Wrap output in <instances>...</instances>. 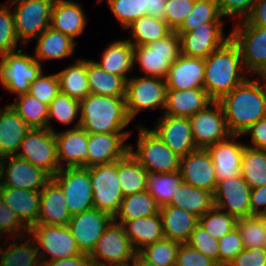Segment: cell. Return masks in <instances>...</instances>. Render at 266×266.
<instances>
[{
	"label": "cell",
	"mask_w": 266,
	"mask_h": 266,
	"mask_svg": "<svg viewBox=\"0 0 266 266\" xmlns=\"http://www.w3.org/2000/svg\"><path fill=\"white\" fill-rule=\"evenodd\" d=\"M261 83L247 77L219 102L231 134L242 135L250 126L266 117V78ZM260 80V81H259Z\"/></svg>",
	"instance_id": "1"
},
{
	"label": "cell",
	"mask_w": 266,
	"mask_h": 266,
	"mask_svg": "<svg viewBox=\"0 0 266 266\" xmlns=\"http://www.w3.org/2000/svg\"><path fill=\"white\" fill-rule=\"evenodd\" d=\"M204 63L203 88L212 101H220L247 78L240 49L232 39L213 51Z\"/></svg>",
	"instance_id": "2"
},
{
	"label": "cell",
	"mask_w": 266,
	"mask_h": 266,
	"mask_svg": "<svg viewBox=\"0 0 266 266\" xmlns=\"http://www.w3.org/2000/svg\"><path fill=\"white\" fill-rule=\"evenodd\" d=\"M79 104L80 118L73 128L80 126L88 133H132L122 131L131 122L125 97L89 94Z\"/></svg>",
	"instance_id": "3"
},
{
	"label": "cell",
	"mask_w": 266,
	"mask_h": 266,
	"mask_svg": "<svg viewBox=\"0 0 266 266\" xmlns=\"http://www.w3.org/2000/svg\"><path fill=\"white\" fill-rule=\"evenodd\" d=\"M139 137L137 151L129 144V153L149 172V174H165L180 171V156L174 153L151 130L137 126Z\"/></svg>",
	"instance_id": "4"
},
{
	"label": "cell",
	"mask_w": 266,
	"mask_h": 266,
	"mask_svg": "<svg viewBox=\"0 0 266 266\" xmlns=\"http://www.w3.org/2000/svg\"><path fill=\"white\" fill-rule=\"evenodd\" d=\"M180 55V38L175 31L149 45L134 46V63L149 77L165 79L171 64Z\"/></svg>",
	"instance_id": "5"
},
{
	"label": "cell",
	"mask_w": 266,
	"mask_h": 266,
	"mask_svg": "<svg viewBox=\"0 0 266 266\" xmlns=\"http://www.w3.org/2000/svg\"><path fill=\"white\" fill-rule=\"evenodd\" d=\"M22 51L0 56V83L17 96L28 93L30 84L44 72L41 62Z\"/></svg>",
	"instance_id": "6"
},
{
	"label": "cell",
	"mask_w": 266,
	"mask_h": 266,
	"mask_svg": "<svg viewBox=\"0 0 266 266\" xmlns=\"http://www.w3.org/2000/svg\"><path fill=\"white\" fill-rule=\"evenodd\" d=\"M28 235L35 242L40 262H47L48 259L54 261L82 254L67 225L35 224L29 228ZM48 255L51 257L47 259Z\"/></svg>",
	"instance_id": "7"
},
{
	"label": "cell",
	"mask_w": 266,
	"mask_h": 266,
	"mask_svg": "<svg viewBox=\"0 0 266 266\" xmlns=\"http://www.w3.org/2000/svg\"><path fill=\"white\" fill-rule=\"evenodd\" d=\"M55 0H19L13 13L16 33L21 44L27 46L50 27L51 11Z\"/></svg>",
	"instance_id": "8"
},
{
	"label": "cell",
	"mask_w": 266,
	"mask_h": 266,
	"mask_svg": "<svg viewBox=\"0 0 266 266\" xmlns=\"http://www.w3.org/2000/svg\"><path fill=\"white\" fill-rule=\"evenodd\" d=\"M241 22L230 33L240 49L242 65L248 73L266 76V29Z\"/></svg>",
	"instance_id": "9"
},
{
	"label": "cell",
	"mask_w": 266,
	"mask_h": 266,
	"mask_svg": "<svg viewBox=\"0 0 266 266\" xmlns=\"http://www.w3.org/2000/svg\"><path fill=\"white\" fill-rule=\"evenodd\" d=\"M136 253L123 225L113 219L97 241L89 258L91 263L101 266L124 265L131 263Z\"/></svg>",
	"instance_id": "10"
},
{
	"label": "cell",
	"mask_w": 266,
	"mask_h": 266,
	"mask_svg": "<svg viewBox=\"0 0 266 266\" xmlns=\"http://www.w3.org/2000/svg\"><path fill=\"white\" fill-rule=\"evenodd\" d=\"M167 86L165 79L132 77L126 81V111L132 121L142 110L165 108Z\"/></svg>",
	"instance_id": "11"
},
{
	"label": "cell",
	"mask_w": 266,
	"mask_h": 266,
	"mask_svg": "<svg viewBox=\"0 0 266 266\" xmlns=\"http://www.w3.org/2000/svg\"><path fill=\"white\" fill-rule=\"evenodd\" d=\"M16 156L43 169L51 177L60 169L55 134L47 128H31Z\"/></svg>",
	"instance_id": "12"
},
{
	"label": "cell",
	"mask_w": 266,
	"mask_h": 266,
	"mask_svg": "<svg viewBox=\"0 0 266 266\" xmlns=\"http://www.w3.org/2000/svg\"><path fill=\"white\" fill-rule=\"evenodd\" d=\"M88 169L93 193V207L114 218L123 199L117 176V161L91 166Z\"/></svg>",
	"instance_id": "13"
},
{
	"label": "cell",
	"mask_w": 266,
	"mask_h": 266,
	"mask_svg": "<svg viewBox=\"0 0 266 266\" xmlns=\"http://www.w3.org/2000/svg\"><path fill=\"white\" fill-rule=\"evenodd\" d=\"M52 179L61 187L71 215L94 208L88 168L59 169Z\"/></svg>",
	"instance_id": "14"
},
{
	"label": "cell",
	"mask_w": 266,
	"mask_h": 266,
	"mask_svg": "<svg viewBox=\"0 0 266 266\" xmlns=\"http://www.w3.org/2000/svg\"><path fill=\"white\" fill-rule=\"evenodd\" d=\"M210 105L189 118L197 149H207L231 135L220 102L212 101Z\"/></svg>",
	"instance_id": "15"
},
{
	"label": "cell",
	"mask_w": 266,
	"mask_h": 266,
	"mask_svg": "<svg viewBox=\"0 0 266 266\" xmlns=\"http://www.w3.org/2000/svg\"><path fill=\"white\" fill-rule=\"evenodd\" d=\"M51 179L43 169L16 155L0 159V187L41 191Z\"/></svg>",
	"instance_id": "16"
},
{
	"label": "cell",
	"mask_w": 266,
	"mask_h": 266,
	"mask_svg": "<svg viewBox=\"0 0 266 266\" xmlns=\"http://www.w3.org/2000/svg\"><path fill=\"white\" fill-rule=\"evenodd\" d=\"M223 25V22H208L193 31L178 34L181 54L206 59L213 51L231 39V33L228 36L223 34Z\"/></svg>",
	"instance_id": "17"
},
{
	"label": "cell",
	"mask_w": 266,
	"mask_h": 266,
	"mask_svg": "<svg viewBox=\"0 0 266 266\" xmlns=\"http://www.w3.org/2000/svg\"><path fill=\"white\" fill-rule=\"evenodd\" d=\"M113 219L110 214L95 208L71 216L67 226L81 253L91 254Z\"/></svg>",
	"instance_id": "18"
},
{
	"label": "cell",
	"mask_w": 266,
	"mask_h": 266,
	"mask_svg": "<svg viewBox=\"0 0 266 266\" xmlns=\"http://www.w3.org/2000/svg\"><path fill=\"white\" fill-rule=\"evenodd\" d=\"M251 188L242 176L217 181L213 193L214 207L237 219L251 216Z\"/></svg>",
	"instance_id": "19"
},
{
	"label": "cell",
	"mask_w": 266,
	"mask_h": 266,
	"mask_svg": "<svg viewBox=\"0 0 266 266\" xmlns=\"http://www.w3.org/2000/svg\"><path fill=\"white\" fill-rule=\"evenodd\" d=\"M151 129L174 153L183 157L197 150L188 117L164 115Z\"/></svg>",
	"instance_id": "20"
},
{
	"label": "cell",
	"mask_w": 266,
	"mask_h": 266,
	"mask_svg": "<svg viewBox=\"0 0 266 266\" xmlns=\"http://www.w3.org/2000/svg\"><path fill=\"white\" fill-rule=\"evenodd\" d=\"M182 180L212 194L217 185L214 164L207 149H197L180 158Z\"/></svg>",
	"instance_id": "21"
},
{
	"label": "cell",
	"mask_w": 266,
	"mask_h": 266,
	"mask_svg": "<svg viewBox=\"0 0 266 266\" xmlns=\"http://www.w3.org/2000/svg\"><path fill=\"white\" fill-rule=\"evenodd\" d=\"M54 134L60 169L76 167L88 168L87 146L89 142V133L79 126L58 133L54 131Z\"/></svg>",
	"instance_id": "22"
},
{
	"label": "cell",
	"mask_w": 266,
	"mask_h": 266,
	"mask_svg": "<svg viewBox=\"0 0 266 266\" xmlns=\"http://www.w3.org/2000/svg\"><path fill=\"white\" fill-rule=\"evenodd\" d=\"M131 133H89L88 167L122 159L129 151L125 144Z\"/></svg>",
	"instance_id": "23"
},
{
	"label": "cell",
	"mask_w": 266,
	"mask_h": 266,
	"mask_svg": "<svg viewBox=\"0 0 266 266\" xmlns=\"http://www.w3.org/2000/svg\"><path fill=\"white\" fill-rule=\"evenodd\" d=\"M239 136L231 134L207 148L210 153L217 181L241 175V160L246 145L235 141Z\"/></svg>",
	"instance_id": "24"
},
{
	"label": "cell",
	"mask_w": 266,
	"mask_h": 266,
	"mask_svg": "<svg viewBox=\"0 0 266 266\" xmlns=\"http://www.w3.org/2000/svg\"><path fill=\"white\" fill-rule=\"evenodd\" d=\"M205 63L202 58L180 55L165 78L167 89L187 90L203 88Z\"/></svg>",
	"instance_id": "25"
},
{
	"label": "cell",
	"mask_w": 266,
	"mask_h": 266,
	"mask_svg": "<svg viewBox=\"0 0 266 266\" xmlns=\"http://www.w3.org/2000/svg\"><path fill=\"white\" fill-rule=\"evenodd\" d=\"M71 216L61 187L51 179L40 191V211L36 224L68 225Z\"/></svg>",
	"instance_id": "26"
},
{
	"label": "cell",
	"mask_w": 266,
	"mask_h": 266,
	"mask_svg": "<svg viewBox=\"0 0 266 266\" xmlns=\"http://www.w3.org/2000/svg\"><path fill=\"white\" fill-rule=\"evenodd\" d=\"M87 23L80 3L72 0H55L51 11L50 27L73 40L81 35Z\"/></svg>",
	"instance_id": "27"
},
{
	"label": "cell",
	"mask_w": 266,
	"mask_h": 266,
	"mask_svg": "<svg viewBox=\"0 0 266 266\" xmlns=\"http://www.w3.org/2000/svg\"><path fill=\"white\" fill-rule=\"evenodd\" d=\"M211 102L212 100L204 88L167 89L166 104L163 112L164 115L190 118L207 105H210Z\"/></svg>",
	"instance_id": "28"
},
{
	"label": "cell",
	"mask_w": 266,
	"mask_h": 266,
	"mask_svg": "<svg viewBox=\"0 0 266 266\" xmlns=\"http://www.w3.org/2000/svg\"><path fill=\"white\" fill-rule=\"evenodd\" d=\"M30 130L11 105L0 108V159L15 156Z\"/></svg>",
	"instance_id": "29"
},
{
	"label": "cell",
	"mask_w": 266,
	"mask_h": 266,
	"mask_svg": "<svg viewBox=\"0 0 266 266\" xmlns=\"http://www.w3.org/2000/svg\"><path fill=\"white\" fill-rule=\"evenodd\" d=\"M0 197L28 228L37 223L40 211V191L0 187Z\"/></svg>",
	"instance_id": "30"
},
{
	"label": "cell",
	"mask_w": 266,
	"mask_h": 266,
	"mask_svg": "<svg viewBox=\"0 0 266 266\" xmlns=\"http://www.w3.org/2000/svg\"><path fill=\"white\" fill-rule=\"evenodd\" d=\"M160 216L165 238L184 244L199 224V218L181 208L171 205L160 207Z\"/></svg>",
	"instance_id": "31"
},
{
	"label": "cell",
	"mask_w": 266,
	"mask_h": 266,
	"mask_svg": "<svg viewBox=\"0 0 266 266\" xmlns=\"http://www.w3.org/2000/svg\"><path fill=\"white\" fill-rule=\"evenodd\" d=\"M103 70L129 79L127 74L134 68V46L128 40L110 43L102 53L101 61H95Z\"/></svg>",
	"instance_id": "32"
},
{
	"label": "cell",
	"mask_w": 266,
	"mask_h": 266,
	"mask_svg": "<svg viewBox=\"0 0 266 266\" xmlns=\"http://www.w3.org/2000/svg\"><path fill=\"white\" fill-rule=\"evenodd\" d=\"M122 225L125 234L137 252L145 246L164 238L160 213L137 218L133 221H125Z\"/></svg>",
	"instance_id": "33"
},
{
	"label": "cell",
	"mask_w": 266,
	"mask_h": 266,
	"mask_svg": "<svg viewBox=\"0 0 266 266\" xmlns=\"http://www.w3.org/2000/svg\"><path fill=\"white\" fill-rule=\"evenodd\" d=\"M34 58L40 60H51L68 58L74 53L75 42L72 38L49 27L37 38Z\"/></svg>",
	"instance_id": "34"
},
{
	"label": "cell",
	"mask_w": 266,
	"mask_h": 266,
	"mask_svg": "<svg viewBox=\"0 0 266 266\" xmlns=\"http://www.w3.org/2000/svg\"><path fill=\"white\" fill-rule=\"evenodd\" d=\"M117 176L123 197L148 189L149 172L129 152L117 160Z\"/></svg>",
	"instance_id": "35"
},
{
	"label": "cell",
	"mask_w": 266,
	"mask_h": 266,
	"mask_svg": "<svg viewBox=\"0 0 266 266\" xmlns=\"http://www.w3.org/2000/svg\"><path fill=\"white\" fill-rule=\"evenodd\" d=\"M90 94L126 97V80L103 70L94 60L86 59Z\"/></svg>",
	"instance_id": "36"
},
{
	"label": "cell",
	"mask_w": 266,
	"mask_h": 266,
	"mask_svg": "<svg viewBox=\"0 0 266 266\" xmlns=\"http://www.w3.org/2000/svg\"><path fill=\"white\" fill-rule=\"evenodd\" d=\"M169 205L181 208L200 218L214 207L213 194L183 182L175 190Z\"/></svg>",
	"instance_id": "37"
},
{
	"label": "cell",
	"mask_w": 266,
	"mask_h": 266,
	"mask_svg": "<svg viewBox=\"0 0 266 266\" xmlns=\"http://www.w3.org/2000/svg\"><path fill=\"white\" fill-rule=\"evenodd\" d=\"M25 238L20 237L18 240L15 238L13 243L7 242L9 243L7 245L4 243L3 248L0 246V266H41L35 242L29 235ZM22 239L25 242L20 243Z\"/></svg>",
	"instance_id": "38"
},
{
	"label": "cell",
	"mask_w": 266,
	"mask_h": 266,
	"mask_svg": "<svg viewBox=\"0 0 266 266\" xmlns=\"http://www.w3.org/2000/svg\"><path fill=\"white\" fill-rule=\"evenodd\" d=\"M131 29V39L128 41L133 46L149 45L159 39L165 38L173 30L161 18L144 15L129 24L126 29Z\"/></svg>",
	"instance_id": "39"
},
{
	"label": "cell",
	"mask_w": 266,
	"mask_h": 266,
	"mask_svg": "<svg viewBox=\"0 0 266 266\" xmlns=\"http://www.w3.org/2000/svg\"><path fill=\"white\" fill-rule=\"evenodd\" d=\"M160 212V206L155 198L147 191L123 197L118 213L114 220L123 224L141 217H149Z\"/></svg>",
	"instance_id": "40"
},
{
	"label": "cell",
	"mask_w": 266,
	"mask_h": 266,
	"mask_svg": "<svg viewBox=\"0 0 266 266\" xmlns=\"http://www.w3.org/2000/svg\"><path fill=\"white\" fill-rule=\"evenodd\" d=\"M56 74L61 93L79 101L90 94L86 59H77L76 63L67 66Z\"/></svg>",
	"instance_id": "41"
},
{
	"label": "cell",
	"mask_w": 266,
	"mask_h": 266,
	"mask_svg": "<svg viewBox=\"0 0 266 266\" xmlns=\"http://www.w3.org/2000/svg\"><path fill=\"white\" fill-rule=\"evenodd\" d=\"M241 176L251 189L266 184V150L245 146L241 160Z\"/></svg>",
	"instance_id": "42"
},
{
	"label": "cell",
	"mask_w": 266,
	"mask_h": 266,
	"mask_svg": "<svg viewBox=\"0 0 266 266\" xmlns=\"http://www.w3.org/2000/svg\"><path fill=\"white\" fill-rule=\"evenodd\" d=\"M10 104L30 128H47L48 105L29 93L18 95Z\"/></svg>",
	"instance_id": "43"
},
{
	"label": "cell",
	"mask_w": 266,
	"mask_h": 266,
	"mask_svg": "<svg viewBox=\"0 0 266 266\" xmlns=\"http://www.w3.org/2000/svg\"><path fill=\"white\" fill-rule=\"evenodd\" d=\"M222 18L218 0H195L192 11L175 32L184 34L208 22H223Z\"/></svg>",
	"instance_id": "44"
},
{
	"label": "cell",
	"mask_w": 266,
	"mask_h": 266,
	"mask_svg": "<svg viewBox=\"0 0 266 266\" xmlns=\"http://www.w3.org/2000/svg\"><path fill=\"white\" fill-rule=\"evenodd\" d=\"M184 181L180 171L165 174H149L147 191L155 198L160 207L169 205L175 190Z\"/></svg>",
	"instance_id": "45"
},
{
	"label": "cell",
	"mask_w": 266,
	"mask_h": 266,
	"mask_svg": "<svg viewBox=\"0 0 266 266\" xmlns=\"http://www.w3.org/2000/svg\"><path fill=\"white\" fill-rule=\"evenodd\" d=\"M245 249L266 248V220L264 216L251 215L237 220Z\"/></svg>",
	"instance_id": "46"
},
{
	"label": "cell",
	"mask_w": 266,
	"mask_h": 266,
	"mask_svg": "<svg viewBox=\"0 0 266 266\" xmlns=\"http://www.w3.org/2000/svg\"><path fill=\"white\" fill-rule=\"evenodd\" d=\"M80 113L79 100L59 93L48 106L47 129L54 132L50 121L57 120L63 125L73 124Z\"/></svg>",
	"instance_id": "47"
},
{
	"label": "cell",
	"mask_w": 266,
	"mask_h": 266,
	"mask_svg": "<svg viewBox=\"0 0 266 266\" xmlns=\"http://www.w3.org/2000/svg\"><path fill=\"white\" fill-rule=\"evenodd\" d=\"M180 244L164 237L145 246L139 253L155 266H175Z\"/></svg>",
	"instance_id": "48"
},
{
	"label": "cell",
	"mask_w": 266,
	"mask_h": 266,
	"mask_svg": "<svg viewBox=\"0 0 266 266\" xmlns=\"http://www.w3.org/2000/svg\"><path fill=\"white\" fill-rule=\"evenodd\" d=\"M237 218L216 207L199 218L201 225L212 237L219 240L236 228Z\"/></svg>",
	"instance_id": "49"
},
{
	"label": "cell",
	"mask_w": 266,
	"mask_h": 266,
	"mask_svg": "<svg viewBox=\"0 0 266 266\" xmlns=\"http://www.w3.org/2000/svg\"><path fill=\"white\" fill-rule=\"evenodd\" d=\"M114 17L123 29L146 15V0H106Z\"/></svg>",
	"instance_id": "50"
},
{
	"label": "cell",
	"mask_w": 266,
	"mask_h": 266,
	"mask_svg": "<svg viewBox=\"0 0 266 266\" xmlns=\"http://www.w3.org/2000/svg\"><path fill=\"white\" fill-rule=\"evenodd\" d=\"M10 7L9 4L0 6V56L16 52L17 44L20 43Z\"/></svg>",
	"instance_id": "51"
},
{
	"label": "cell",
	"mask_w": 266,
	"mask_h": 266,
	"mask_svg": "<svg viewBox=\"0 0 266 266\" xmlns=\"http://www.w3.org/2000/svg\"><path fill=\"white\" fill-rule=\"evenodd\" d=\"M28 93L49 106L52 100L60 93L57 74L45 75L42 72L39 77L30 84Z\"/></svg>",
	"instance_id": "52"
},
{
	"label": "cell",
	"mask_w": 266,
	"mask_h": 266,
	"mask_svg": "<svg viewBox=\"0 0 266 266\" xmlns=\"http://www.w3.org/2000/svg\"><path fill=\"white\" fill-rule=\"evenodd\" d=\"M219 266L218 240L212 237L201 225H197L187 242Z\"/></svg>",
	"instance_id": "53"
},
{
	"label": "cell",
	"mask_w": 266,
	"mask_h": 266,
	"mask_svg": "<svg viewBox=\"0 0 266 266\" xmlns=\"http://www.w3.org/2000/svg\"><path fill=\"white\" fill-rule=\"evenodd\" d=\"M27 233H29V228L0 197V236L5 234L9 238L10 236L20 238L28 235Z\"/></svg>",
	"instance_id": "54"
},
{
	"label": "cell",
	"mask_w": 266,
	"mask_h": 266,
	"mask_svg": "<svg viewBox=\"0 0 266 266\" xmlns=\"http://www.w3.org/2000/svg\"><path fill=\"white\" fill-rule=\"evenodd\" d=\"M195 0H167L163 19L176 31L192 11Z\"/></svg>",
	"instance_id": "55"
},
{
	"label": "cell",
	"mask_w": 266,
	"mask_h": 266,
	"mask_svg": "<svg viewBox=\"0 0 266 266\" xmlns=\"http://www.w3.org/2000/svg\"><path fill=\"white\" fill-rule=\"evenodd\" d=\"M219 266H226L245 249L237 228L218 240Z\"/></svg>",
	"instance_id": "56"
},
{
	"label": "cell",
	"mask_w": 266,
	"mask_h": 266,
	"mask_svg": "<svg viewBox=\"0 0 266 266\" xmlns=\"http://www.w3.org/2000/svg\"><path fill=\"white\" fill-rule=\"evenodd\" d=\"M175 266H218L213 260L191 247L180 244Z\"/></svg>",
	"instance_id": "57"
},
{
	"label": "cell",
	"mask_w": 266,
	"mask_h": 266,
	"mask_svg": "<svg viewBox=\"0 0 266 266\" xmlns=\"http://www.w3.org/2000/svg\"><path fill=\"white\" fill-rule=\"evenodd\" d=\"M257 0H218V5L222 17H231L239 15L242 21L246 20Z\"/></svg>",
	"instance_id": "58"
},
{
	"label": "cell",
	"mask_w": 266,
	"mask_h": 266,
	"mask_svg": "<svg viewBox=\"0 0 266 266\" xmlns=\"http://www.w3.org/2000/svg\"><path fill=\"white\" fill-rule=\"evenodd\" d=\"M226 266H266L265 248L244 249Z\"/></svg>",
	"instance_id": "59"
},
{
	"label": "cell",
	"mask_w": 266,
	"mask_h": 266,
	"mask_svg": "<svg viewBox=\"0 0 266 266\" xmlns=\"http://www.w3.org/2000/svg\"><path fill=\"white\" fill-rule=\"evenodd\" d=\"M251 135L252 144L247 147L266 150V117L250 126L242 135Z\"/></svg>",
	"instance_id": "60"
},
{
	"label": "cell",
	"mask_w": 266,
	"mask_h": 266,
	"mask_svg": "<svg viewBox=\"0 0 266 266\" xmlns=\"http://www.w3.org/2000/svg\"><path fill=\"white\" fill-rule=\"evenodd\" d=\"M250 208H251V215L262 216L266 214V184L259 188L251 189Z\"/></svg>",
	"instance_id": "61"
},
{
	"label": "cell",
	"mask_w": 266,
	"mask_h": 266,
	"mask_svg": "<svg viewBox=\"0 0 266 266\" xmlns=\"http://www.w3.org/2000/svg\"><path fill=\"white\" fill-rule=\"evenodd\" d=\"M90 263L89 255L82 253L73 257L41 262V266H88Z\"/></svg>",
	"instance_id": "62"
},
{
	"label": "cell",
	"mask_w": 266,
	"mask_h": 266,
	"mask_svg": "<svg viewBox=\"0 0 266 266\" xmlns=\"http://www.w3.org/2000/svg\"><path fill=\"white\" fill-rule=\"evenodd\" d=\"M246 20L250 24L266 29V0H257Z\"/></svg>",
	"instance_id": "63"
},
{
	"label": "cell",
	"mask_w": 266,
	"mask_h": 266,
	"mask_svg": "<svg viewBox=\"0 0 266 266\" xmlns=\"http://www.w3.org/2000/svg\"><path fill=\"white\" fill-rule=\"evenodd\" d=\"M167 0H146V15L163 19Z\"/></svg>",
	"instance_id": "64"
},
{
	"label": "cell",
	"mask_w": 266,
	"mask_h": 266,
	"mask_svg": "<svg viewBox=\"0 0 266 266\" xmlns=\"http://www.w3.org/2000/svg\"><path fill=\"white\" fill-rule=\"evenodd\" d=\"M132 266H155L153 263L149 262L144 258L139 252H137L131 261Z\"/></svg>",
	"instance_id": "65"
},
{
	"label": "cell",
	"mask_w": 266,
	"mask_h": 266,
	"mask_svg": "<svg viewBox=\"0 0 266 266\" xmlns=\"http://www.w3.org/2000/svg\"><path fill=\"white\" fill-rule=\"evenodd\" d=\"M110 266H132L131 263H127V264H124V265H110Z\"/></svg>",
	"instance_id": "66"
},
{
	"label": "cell",
	"mask_w": 266,
	"mask_h": 266,
	"mask_svg": "<svg viewBox=\"0 0 266 266\" xmlns=\"http://www.w3.org/2000/svg\"><path fill=\"white\" fill-rule=\"evenodd\" d=\"M88 266H101V265L90 263Z\"/></svg>",
	"instance_id": "67"
}]
</instances>
